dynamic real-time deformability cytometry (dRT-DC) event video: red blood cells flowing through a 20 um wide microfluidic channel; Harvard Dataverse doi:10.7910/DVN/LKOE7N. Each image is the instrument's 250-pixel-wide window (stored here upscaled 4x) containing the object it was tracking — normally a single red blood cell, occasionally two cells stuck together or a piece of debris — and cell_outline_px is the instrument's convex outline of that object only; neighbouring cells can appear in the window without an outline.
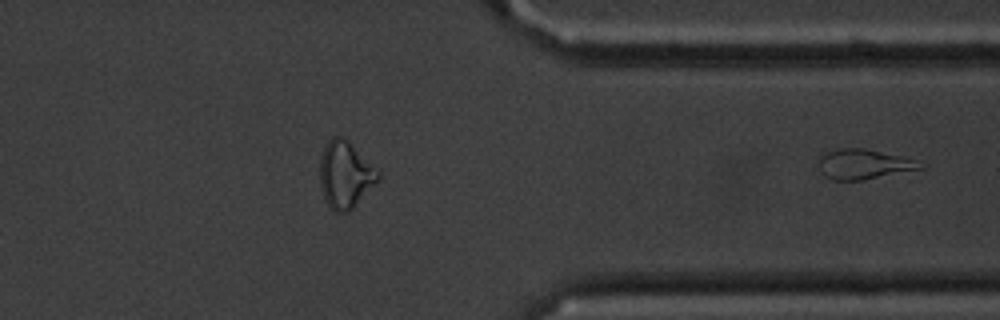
{"species": "common noctule bat (a hibernating species)", "species_latin": "Nyctalus noctula", "temperature_condition": "cold", "stored_images_in_passage": 45, "segment_of_instrument_passage": [2, 2], "camera_frame_rate_fps": 3000, "um_per_image_px": 0.085, "animal": {"sex": "male", "body_mass_g": 20.1, "forearm_length_mm": 53.5}, "frame": {"image": 1, "passage_image": 45, "time_ms": 14.667, "image_size_px": [1000, 320], "cell_outline_px": [[924, 168], [860, 180], [832, 180], [824, 176], [820, 172], [820, 156], [828, 152], [840, 148], [864, 148], [904, 156], [916, 160]], "centroid_in_image_um": [73.41, 13.95], "position_along_channel_um": 338.0, "area_um2": 17.51}}